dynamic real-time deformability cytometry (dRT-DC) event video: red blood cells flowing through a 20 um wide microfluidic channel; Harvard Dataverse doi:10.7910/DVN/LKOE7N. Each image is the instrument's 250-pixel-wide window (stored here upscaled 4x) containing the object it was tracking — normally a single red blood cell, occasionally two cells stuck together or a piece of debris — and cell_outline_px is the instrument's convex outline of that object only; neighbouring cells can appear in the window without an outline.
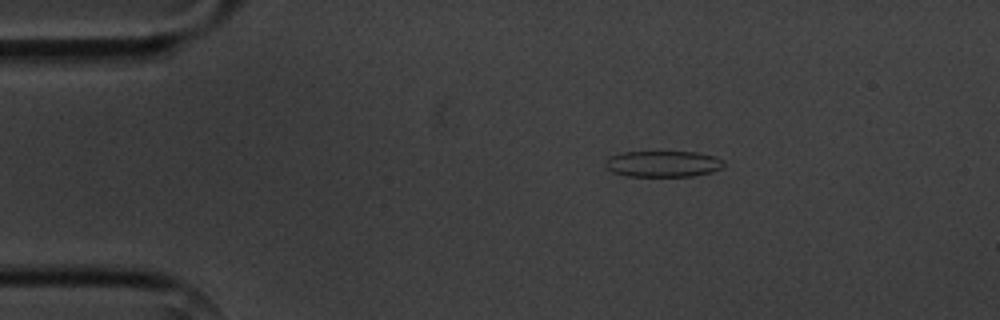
{"species": "common noctule bat (a hibernating species)", "species_latin": "Nyctalus noctula", "temperature_condition": "cold", "stored_images_in_passage": 3, "camera_frame_rate_fps": 3000, "um_per_image_px": 0.085, "animal": {"sex": "male", "body_mass_g": 20.1, "forearm_length_mm": 53.5}, "frame": {"image": 1, "passage_image": 2, "time_ms": 1.333, "image_size_px": [1000, 320], "cell_outline_px": [[724, 164], [720, 168], [712, 172], [692, 176], [628, 176], [612, 172], [604, 164], [604, 160], [608, 156], [624, 152], [696, 152], [716, 156], [724, 160]], "centroid_in_image_um": [56.34, 13.92], "position_along_channel_um": 28.7, "area_um2": 18.15}}